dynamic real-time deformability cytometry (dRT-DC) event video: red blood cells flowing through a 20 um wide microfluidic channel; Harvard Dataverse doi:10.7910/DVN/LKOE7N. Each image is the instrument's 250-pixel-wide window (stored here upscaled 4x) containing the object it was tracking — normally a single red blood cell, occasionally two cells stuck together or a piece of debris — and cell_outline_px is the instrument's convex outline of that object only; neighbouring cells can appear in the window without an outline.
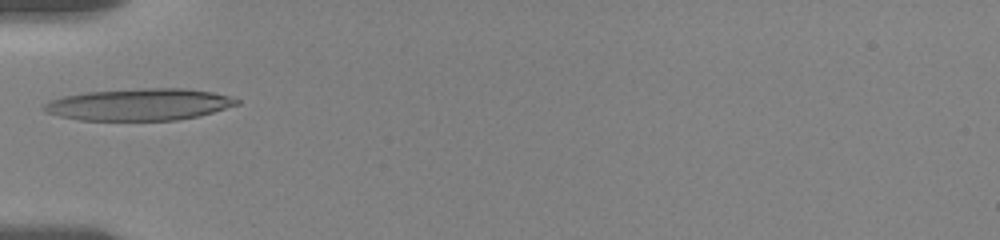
{"species": "human", "species_latin": "Homo sapiens", "temperature_condition": "room temperature", "stored_images_in_passage": 12, "camera_frame_rate_fps": 3000, "um_per_image_px": 0.085, "donor": {"sex": "female"}, "frame": {"image": 1, "passage_image": 10, "time_ms": 6.0, "image_size_px": [1000, 240], "cell_outline_px": [[240, 104], [212, 112], [196, 116], [176, 120], [80, 120], [60, 116], [48, 112], [40, 108], [48, 100], [64, 96], [88, 92], [152, 88], [184, 88], [212, 92], [228, 96], [240, 100]], "centroid_in_image_um": [11.83, 8.88], "position_along_channel_um": 73.2, "area_um2": 35.43}}